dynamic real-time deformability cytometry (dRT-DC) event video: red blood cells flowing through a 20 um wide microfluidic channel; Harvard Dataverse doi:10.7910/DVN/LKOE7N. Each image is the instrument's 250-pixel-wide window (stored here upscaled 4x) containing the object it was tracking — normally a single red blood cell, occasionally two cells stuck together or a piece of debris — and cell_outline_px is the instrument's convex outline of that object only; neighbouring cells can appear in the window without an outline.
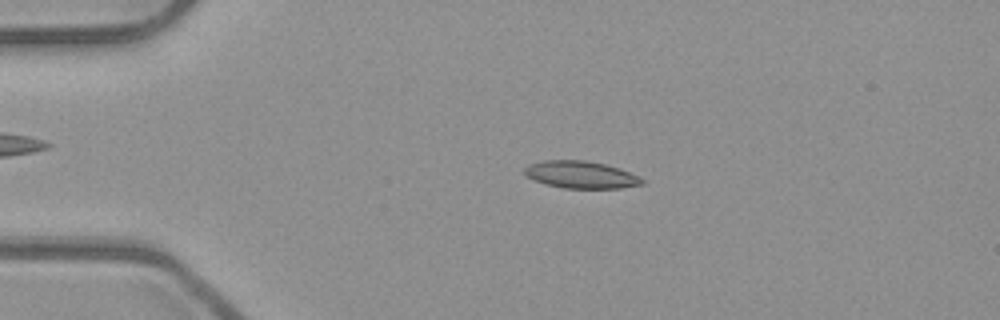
{"species": "common noctule bat (a hibernating species)", "species_latin": "Nyctalus noctula", "temperature_condition": "room temperature", "stored_images_in_passage": 52, "camera_frame_rate_fps": 3000, "um_per_image_px": 0.085, "animal": {"sex": "male", "body_mass_g": 23.1, "forearm_length_mm": 52.7}, "frame": {"image": 1, "passage_image": 11, "time_ms": 3.333, "image_size_px": [1000, 320], "cell_outline_px": [[644, 184], [620, 188], [564, 188], [544, 184], [528, 176], [524, 172], [524, 168], [528, 164], [544, 160], [584, 160], [604, 164], [628, 172], [644, 180]], "centroid_in_image_um": [49.34, 14.85], "position_along_channel_um": 35.7, "area_um2": 18.38}}
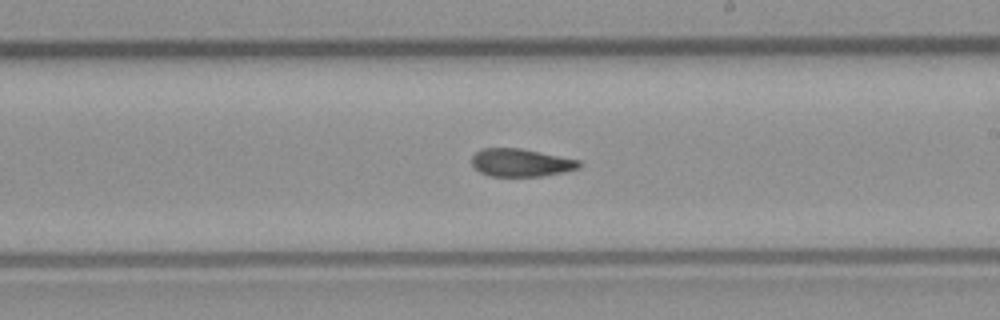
{"frame": {"image": 2, "passage_image": 30, "time_ms": 9.667, "image_size_px": [1000, 320], "cell_outline_px": [[580, 168], [564, 172], [544, 176], [488, 176], [480, 172], [472, 164], [472, 156], [480, 148], [520, 148], [580, 160]], "centroid_in_image_um": [44.27, 13.83], "position_along_channel_um": 244.7, "area_um2": 17.46}}
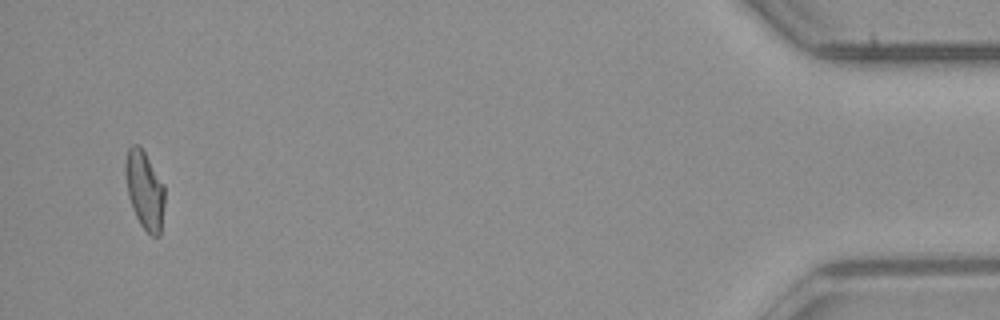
{"frame": {"image": 3, "passage_image": 50, "time_ms": 16.333, "image_size_px": [1000, 320], "cell_outline_px": [[164, 204], [160, 236], [152, 236], [140, 224], [132, 208], [128, 196], [124, 176], [124, 160], [128, 148], [132, 144], [136, 144], [144, 152], [164, 184]], "centroid_in_image_um": [12.27, 16.14], "position_along_channel_um": 422.9, "area_um2": 17.98}, "authors_computed_cell_mechanics": {"area_um2": 17.9758, "velocity_mm_per_s": 3.9457, "shape_relaxation_time_tau1_ms": null, "shape_relaxation_time_tau2_ms": 3.1558, "deformation_change_tau1": null, "deformation_change_tau2": 0.0976}}